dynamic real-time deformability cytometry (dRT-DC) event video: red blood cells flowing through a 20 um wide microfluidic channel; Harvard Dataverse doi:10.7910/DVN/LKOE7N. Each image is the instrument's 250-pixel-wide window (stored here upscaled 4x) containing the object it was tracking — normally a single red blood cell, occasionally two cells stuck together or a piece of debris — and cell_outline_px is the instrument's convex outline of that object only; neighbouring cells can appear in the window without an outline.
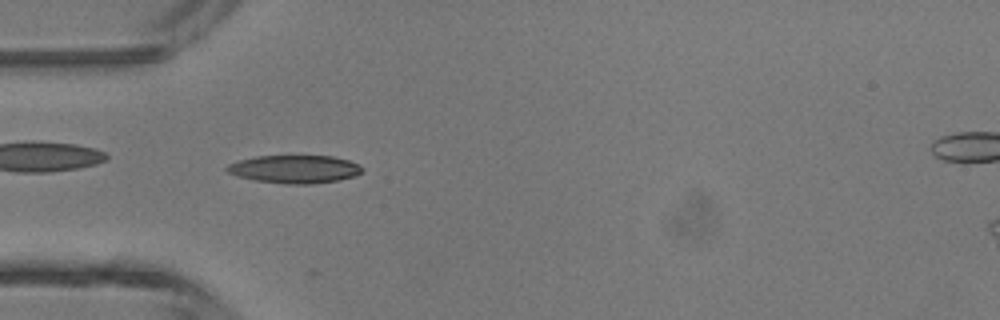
{"species": "common noctule bat (a hibernating species)", "species_latin": "Nyctalus noctula", "temperature_condition": "room temperature", "stored_images_in_passage": 3, "camera_frame_rate_fps": 3000, "um_per_image_px": 0.085, "animal": {"sex": "male", "body_mass_g": 13.3}, "frame": {"image": 1, "passage_image": 2, "time_ms": 0.333, "image_size_px": [1000, 320], "cell_outline_px": [[364, 172], [356, 176], [336, 180], [312, 184], [288, 184], [256, 180], [236, 176], [228, 172], [224, 168], [228, 164], [240, 160], [256, 156], [332, 156], [348, 160], [360, 164], [364, 168]], "centroid_in_image_um": [25.08, 14.37], "position_along_channel_um": 59.9, "area_um2": 22.14}}
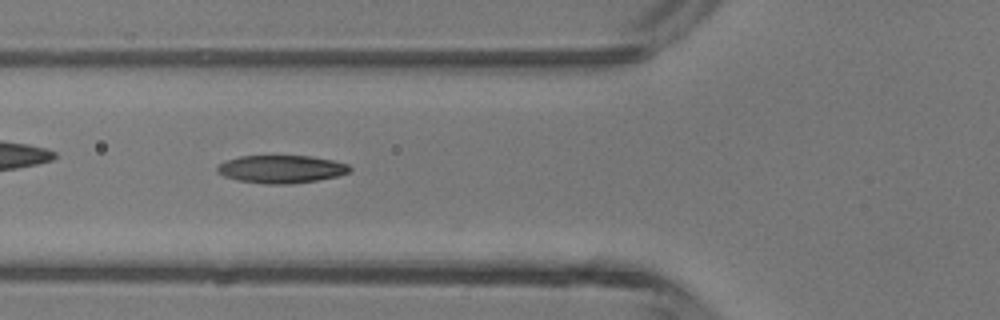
{"frame": {"image": 2, "passage_image": 3, "time_ms": 0.667, "image_size_px": [1000, 320], "cell_outline_px": [[352, 168], [348, 172], [336, 176], [316, 180], [288, 184], [264, 184], [236, 180], [224, 176], [216, 172], [216, 168], [220, 164], [228, 160], [240, 156], [312, 156], [332, 160], [348, 164]], "centroid_in_image_um": [23.89, 14.38], "position_along_channel_um": 101.9, "area_um2": 21.39}}